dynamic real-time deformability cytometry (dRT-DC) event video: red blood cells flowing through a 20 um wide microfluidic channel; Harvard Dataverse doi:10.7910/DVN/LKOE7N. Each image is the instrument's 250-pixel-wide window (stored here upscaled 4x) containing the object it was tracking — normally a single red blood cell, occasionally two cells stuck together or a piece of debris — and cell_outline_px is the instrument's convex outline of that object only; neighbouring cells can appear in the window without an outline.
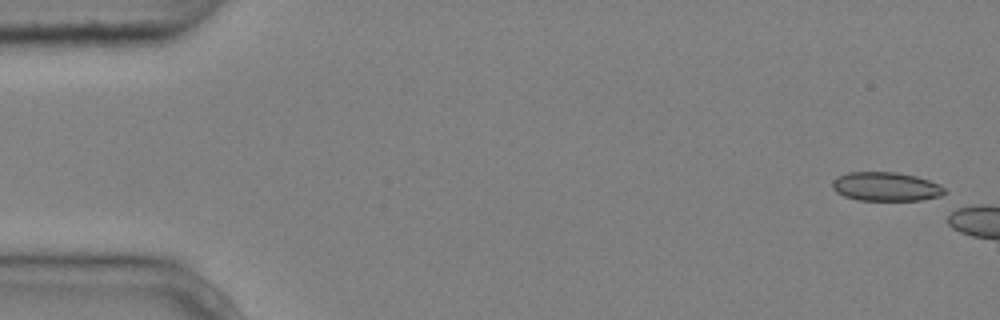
{"species": "common noctule bat (a hibernating species)", "species_latin": "Nyctalus noctula", "temperature_condition": "cold", "stored_images_in_passage": 3, "camera_frame_rate_fps": 3000, "um_per_image_px": 0.085, "animal": {"sex": "male", "body_mass_g": 20.4}, "frame": {"image": 1, "passage_image": 1, "time_ms": 0.0, "image_size_px": [1000, 320], "cell_outline_px": [[948, 192], [940, 196], [920, 200], [856, 200], [844, 196], [836, 192], [832, 188], [832, 180], [836, 176], [848, 172], [896, 172], [916, 176], [940, 184]], "centroid_in_image_um": [75.28, 15.86], "position_along_channel_um": 9.7, "area_um2": 19.07}}